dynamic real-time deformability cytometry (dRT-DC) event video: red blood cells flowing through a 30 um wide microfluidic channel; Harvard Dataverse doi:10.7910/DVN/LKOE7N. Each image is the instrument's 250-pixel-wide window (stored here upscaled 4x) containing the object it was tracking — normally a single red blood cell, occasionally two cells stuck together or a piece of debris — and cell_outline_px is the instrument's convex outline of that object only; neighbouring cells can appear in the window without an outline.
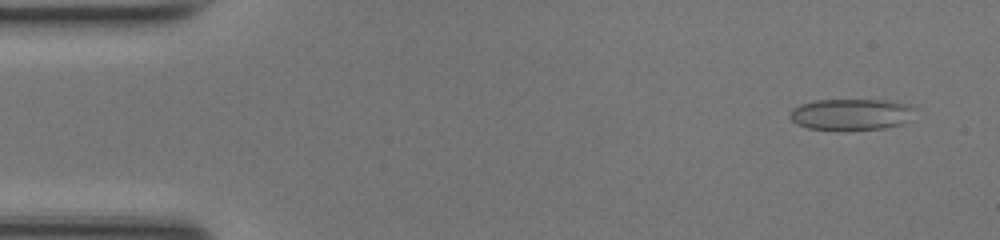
{"species": "common noctule bat (a hibernating species)", "species_latin": "Nyctalus noctula", "temperature_condition": "room temperature", "stored_images_in_passage": 49, "camera_frame_rate_fps": 3000, "um_per_image_px": 0.085, "animal": {"sex": "female", "body_mass_g": 17.0, "forearm_length_mm": 48.0}, "frame": {"image": 1, "passage_image": 3, "time_ms": 0.667, "image_size_px": [1000, 240], "cell_outline_px": [[912, 108], [904, 124], [884, 128], [808, 128], [796, 124], [788, 116], [792, 108], [800, 104], [816, 100], [884, 100], [908, 104]], "centroid_in_image_um": [72.26, 9.69], "position_along_channel_um": 12.7, "area_um2": 22.02}}
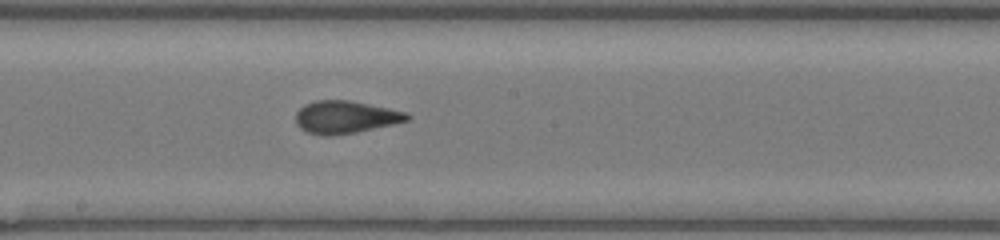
{"frame": {"image": 2, "passage_image": 26, "time_ms": 8.333, "image_size_px": [1000, 240], "cell_outline_px": [[412, 116], [408, 120], [392, 124], [356, 132], [332, 136], [324, 136], [308, 132], [300, 128], [296, 124], [296, 112], [304, 104], [316, 100], [348, 100], [388, 108], [404, 112]], "centroid_in_image_um": [29.32, 9.95], "position_along_channel_um": 218.9, "area_um2": 20.98}}
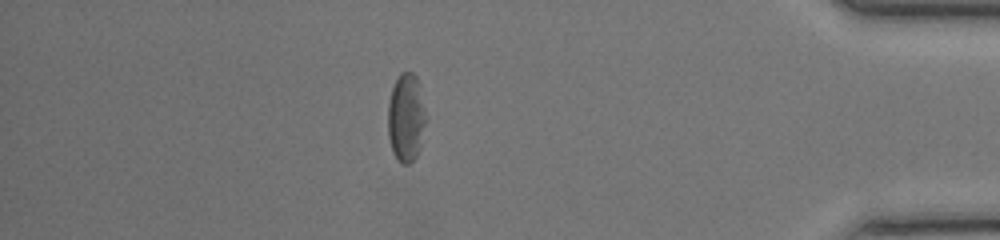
{"frame": {"image": 3, "passage_image": 42, "time_ms": 13.667, "image_size_px": [1000, 240], "cell_outline_px": [[428, 120], [420, 148], [416, 156], [408, 164], [400, 164], [396, 160], [392, 152], [388, 136], [388, 104], [392, 88], [400, 72], [412, 72], [416, 76]], "centroid_in_image_um": [34.53, 10.05], "position_along_channel_um": 400.7, "area_um2": 19.94}, "authors_computed_cell_mechanics": {"area_um2": 21.1548, "velocity_mm_per_s": 4.2358, "shape_relaxation_time_tau1_ms": null, "shape_relaxation_time_tau2_ms": 1.2656, "deformation_change_tau1": null, "deformation_change_tau2": 0.0737}}